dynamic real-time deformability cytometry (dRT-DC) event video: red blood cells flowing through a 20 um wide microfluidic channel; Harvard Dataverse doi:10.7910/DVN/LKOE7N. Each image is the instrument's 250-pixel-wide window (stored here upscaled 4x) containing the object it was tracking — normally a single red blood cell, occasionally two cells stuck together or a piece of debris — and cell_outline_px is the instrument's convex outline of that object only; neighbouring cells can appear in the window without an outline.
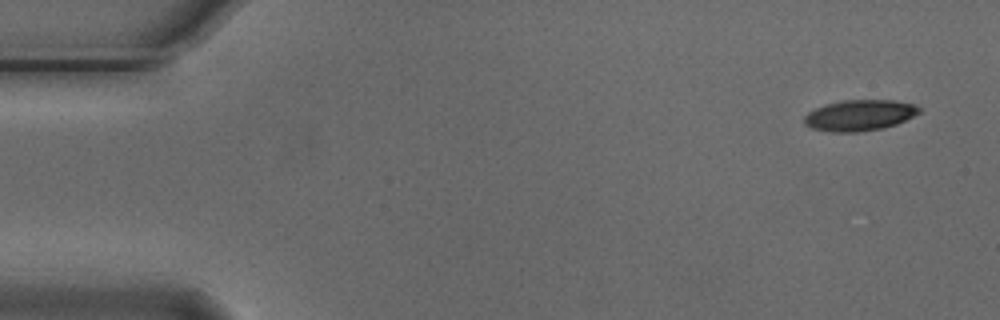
{"species": "Egyptian fruit bat (a non-hibernating species)", "species_latin": "Rousettus aegyptiacus", "temperature_condition": "cold", "stored_images_in_passage": 9, "camera_frame_rate_fps": 3000, "um_per_image_px": 0.085, "animal": {"sex": "male"}, "frame": {"image": 1, "passage_image": 1, "time_ms": 0.0, "image_size_px": [1000, 320], "cell_outline_px": [[920, 112], [896, 124], [884, 128], [856, 132], [832, 132], [812, 128], [804, 124], [804, 116], [808, 112], [816, 108], [828, 104], [844, 100], [892, 100], [912, 104], [920, 108]], "centroid_in_image_um": [73.04, 9.8], "position_along_channel_um": 12.0, "area_um2": 20.46}}
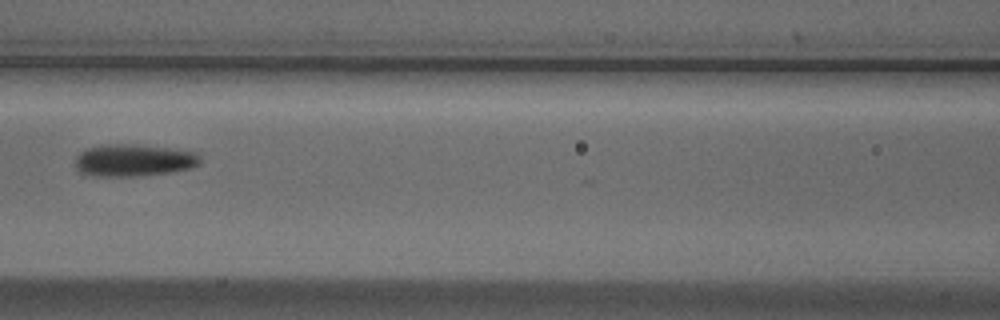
{"frame": {"image": 2, "passage_image": 7, "time_ms": 2.0, "image_size_px": [1000, 320], "cell_outline_px": [[200, 164], [192, 168], [172, 172], [136, 176], [96, 176], [80, 172], [76, 168], [76, 156], [84, 148], [100, 144], [136, 144], [168, 148], [196, 152], [200, 156]], "centroid_in_image_um": [11.35, 13.61], "position_along_channel_um": 155.2, "area_um2": 23.64}}
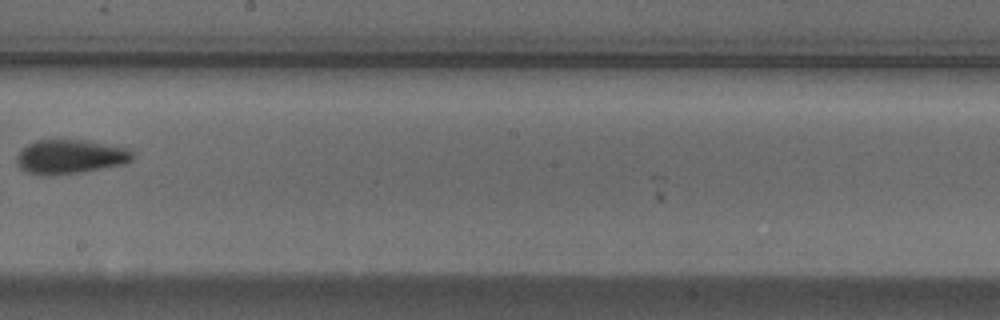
{"frame": {"image": 3, "passage_image": 9, "time_ms": 2.667, "image_size_px": [1000, 320], "cell_outline_px": [[132, 160], [124, 164], [80, 172], [44, 176], [28, 172], [20, 168], [16, 164], [16, 156], [28, 144], [36, 140], [88, 140], [132, 148]], "centroid_in_image_um": [5.99, 13.31], "position_along_channel_um": 242.2, "area_um2": 23.18}}